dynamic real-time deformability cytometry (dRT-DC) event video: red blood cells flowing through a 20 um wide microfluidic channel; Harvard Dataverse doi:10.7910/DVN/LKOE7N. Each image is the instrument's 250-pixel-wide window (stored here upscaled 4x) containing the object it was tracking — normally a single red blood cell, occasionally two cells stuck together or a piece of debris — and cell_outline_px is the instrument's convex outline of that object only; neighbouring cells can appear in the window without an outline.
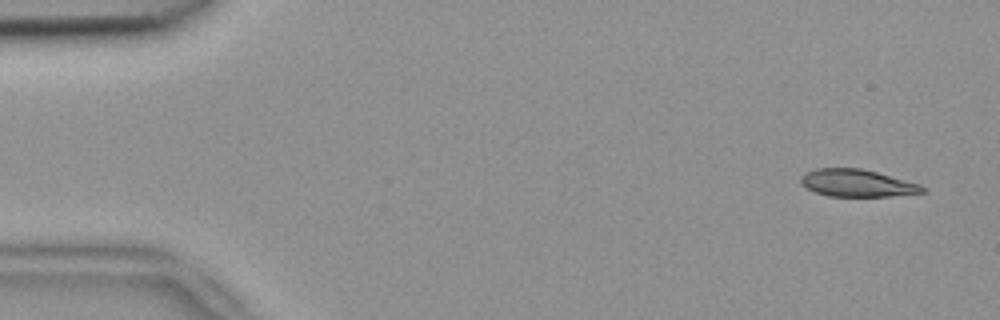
{"species": "common noctule bat (a hibernating species)", "species_latin": "Nyctalus noctula", "temperature_condition": "room temperature", "stored_images_in_passage": 2, "segment_of_instrument_passage": [2, 2], "camera_frame_rate_fps": 3000, "um_per_image_px": 0.085, "animal": {"sex": "female", "body_mass_g": 18.4}, "frame": {"image": 1, "passage_image": 2, "time_ms": 0.333, "image_size_px": [1000, 320], "cell_outline_px": [[924, 192], [888, 196], [828, 196], [816, 192], [808, 188], [800, 180], [800, 176], [804, 172], [816, 168], [860, 168], [876, 172], [920, 184], [924, 188]], "centroid_in_image_um": [72.81, 15.55], "position_along_channel_um": 12.2, "area_um2": 19.07}}